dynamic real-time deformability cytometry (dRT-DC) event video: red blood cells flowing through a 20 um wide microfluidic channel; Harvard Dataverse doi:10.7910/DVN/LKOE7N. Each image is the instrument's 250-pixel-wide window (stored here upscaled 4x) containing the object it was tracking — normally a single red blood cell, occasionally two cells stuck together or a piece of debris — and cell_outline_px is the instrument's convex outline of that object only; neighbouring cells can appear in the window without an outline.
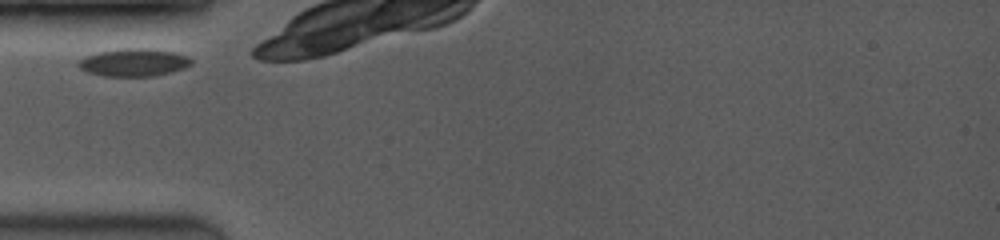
{"species": "common noctule bat (a hibernating species)", "species_latin": "Nyctalus noctula", "temperature_condition": "room temperature", "stored_images_in_passage": 2, "camera_frame_rate_fps": 3500, "um_per_image_px": 0.085, "animal": {"sex": "female", "body_mass_g": 19.0, "forearm_length_mm": 53.3}, "frame": {"image": 1, "passage_image": 1, "time_ms": 0.0, "image_size_px": [1000, 240], "cell_outline_px": [[192, 64], [184, 68], [172, 72], [152, 76], [104, 76], [88, 72], [80, 68], [76, 64], [84, 56], [100, 52], [120, 48], [148, 48], [172, 52], [188, 56], [192, 60]], "centroid_in_image_um": [11.37, 5.3], "position_along_channel_um": 73.6, "area_um2": 18.21}}